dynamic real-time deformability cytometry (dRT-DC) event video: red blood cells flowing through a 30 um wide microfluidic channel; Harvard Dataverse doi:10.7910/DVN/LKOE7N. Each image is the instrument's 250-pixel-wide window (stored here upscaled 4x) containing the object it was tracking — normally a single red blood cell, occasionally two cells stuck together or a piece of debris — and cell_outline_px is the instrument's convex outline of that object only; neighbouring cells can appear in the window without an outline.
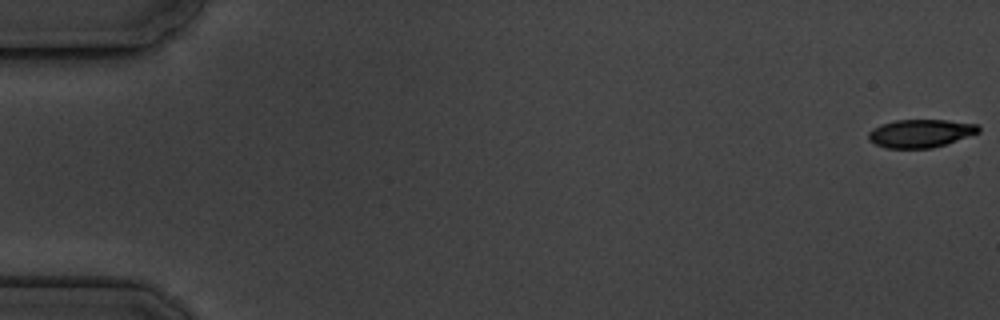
{"species": "common noctule bat (a hibernating species)", "species_latin": "Nyctalus noctula", "temperature_condition": "cold", "stored_images_in_passage": 7, "camera_frame_rate_fps": 3000, "um_per_image_px": 0.085, "animal": {"sex": "male", "body_mass_g": 19.5, "forearm_length_mm": 54.6}, "frame": {"image": 1, "passage_image": 1, "time_ms": 0.0, "image_size_px": [1000, 320], "cell_outline_px": [[980, 132], [932, 148], [884, 148], [868, 140], [868, 132], [872, 128], [880, 124], [896, 120], [948, 120], [980, 124]], "centroid_in_image_um": [78.22, 11.32], "position_along_channel_um": 6.8, "area_um2": 18.09}}
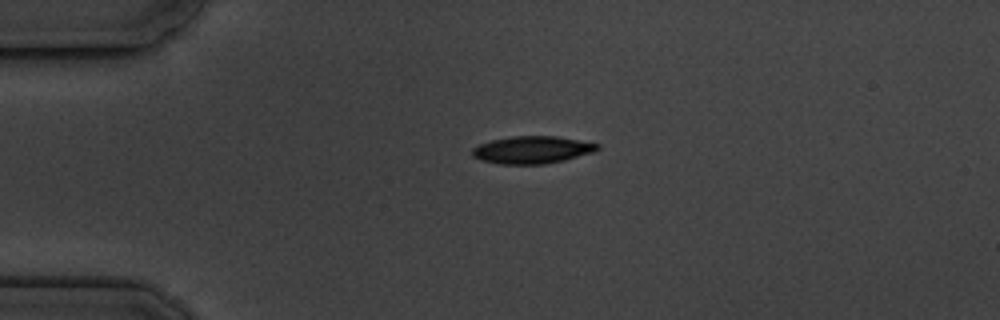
{"frame": {"image": 2, "passage_image": 5, "time_ms": 4.333, "image_size_px": [1000, 320], "cell_outline_px": [[600, 148], [596, 152], [564, 160], [544, 164], [500, 164], [480, 160], [472, 156], [472, 148], [480, 144], [492, 140], [512, 136], [556, 136], [600, 144]], "centroid_in_image_um": [45.25, 12.74], "position_along_channel_um": 39.7, "area_um2": 20.06}}